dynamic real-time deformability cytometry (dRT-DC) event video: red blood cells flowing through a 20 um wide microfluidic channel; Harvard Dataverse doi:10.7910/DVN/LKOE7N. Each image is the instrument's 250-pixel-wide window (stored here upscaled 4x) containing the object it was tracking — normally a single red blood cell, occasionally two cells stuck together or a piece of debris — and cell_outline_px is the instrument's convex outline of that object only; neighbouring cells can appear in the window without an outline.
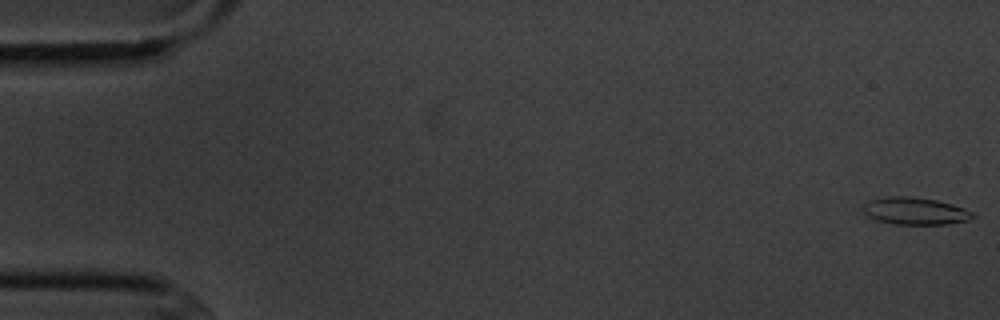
{"species": "common noctule bat (a hibernating species)", "species_latin": "Nyctalus noctula", "temperature_condition": "cold", "stored_images_in_passage": 8, "camera_frame_rate_fps": 3000, "um_per_image_px": 0.085, "animal": {"sex": "male", "body_mass_g": 20.1, "forearm_length_mm": 53.5}, "frame": {"image": 1, "passage_image": 1, "time_ms": 0.0, "image_size_px": [1000, 320], "cell_outline_px": [[976, 216], [968, 220], [948, 224], [896, 224], [876, 220], [868, 216], [864, 212], [864, 204], [868, 200], [892, 196], [908, 196], [936, 200], [952, 204], [964, 208], [972, 212]], "centroid_in_image_um": [77.79, 17.94], "position_along_channel_um": 7.2, "area_um2": 17.28}}
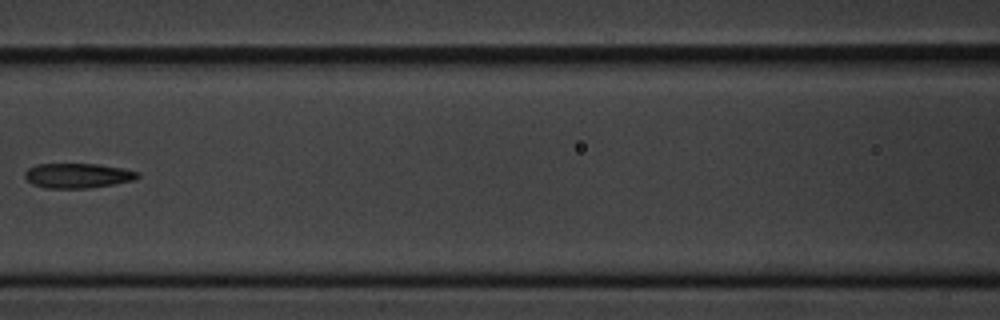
{"frame": {"image": 2, "passage_image": 7, "time_ms": 8.0, "image_size_px": [1000, 320], "cell_outline_px": [[140, 176], [132, 180], [112, 184], [88, 188], [44, 188], [32, 184], [24, 176], [24, 172], [28, 168], [36, 164], [96, 164], [120, 168], [140, 172]], "centroid_in_image_um": [6.56, 14.93], "position_along_channel_um": 160.0, "area_um2": 16.18}}
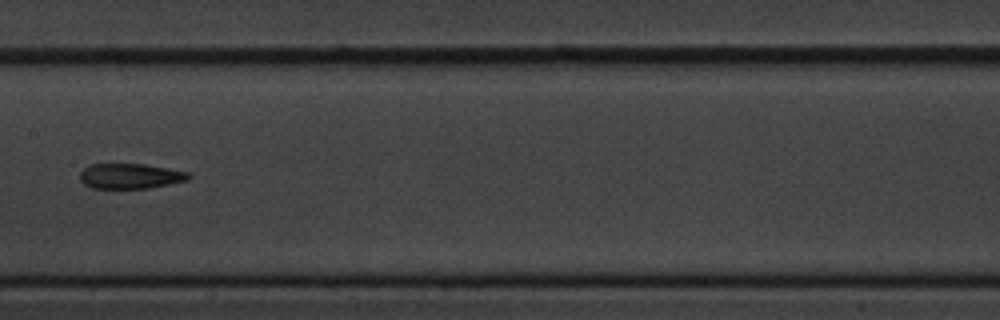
{"frame": {"image": 3, "passage_image": 8, "time_ms": 9.0, "image_size_px": [1000, 320], "cell_outline_px": [[192, 176], [188, 180], [148, 188], [92, 188], [84, 184], [80, 180], [80, 172], [88, 164], [144, 164], [188, 172]], "centroid_in_image_um": [11.05, 14.96], "position_along_channel_um": 196.4, "area_um2": 15.9}}